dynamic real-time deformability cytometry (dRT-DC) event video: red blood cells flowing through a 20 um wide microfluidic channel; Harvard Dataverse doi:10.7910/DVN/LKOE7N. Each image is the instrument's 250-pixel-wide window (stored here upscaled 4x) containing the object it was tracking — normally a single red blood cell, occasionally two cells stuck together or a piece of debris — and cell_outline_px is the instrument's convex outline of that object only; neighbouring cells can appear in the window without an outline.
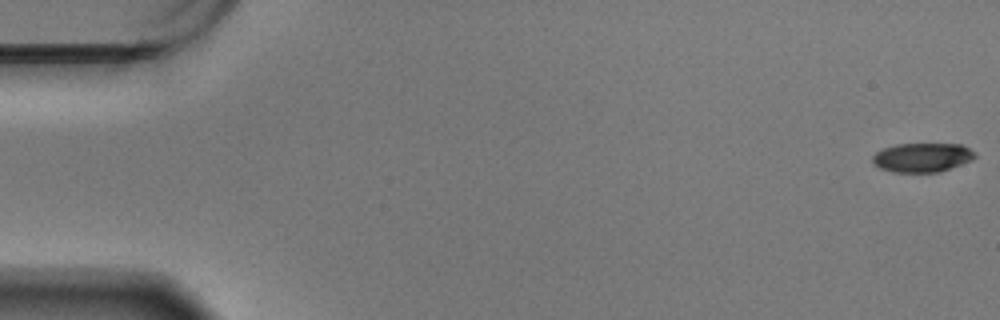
{"species": "Egyptian fruit bat (a non-hibernating species)", "species_latin": "Rousettus aegyptiacus", "temperature_condition": "warm", "stored_images_in_passage": 53, "camera_frame_rate_fps": 3000, "um_per_image_px": 0.085, "animal": {"sex": "male"}, "frame": {"image": 1, "passage_image": 1, "time_ms": 0.0, "image_size_px": [1000, 320], "cell_outline_px": [[976, 156], [972, 160], [940, 172], [892, 172], [880, 168], [872, 160], [872, 156], [876, 152], [884, 148], [896, 144], [960, 144], [976, 152]], "centroid_in_image_um": [78.4, 13.38], "position_along_channel_um": 6.6, "area_um2": 17.34}}
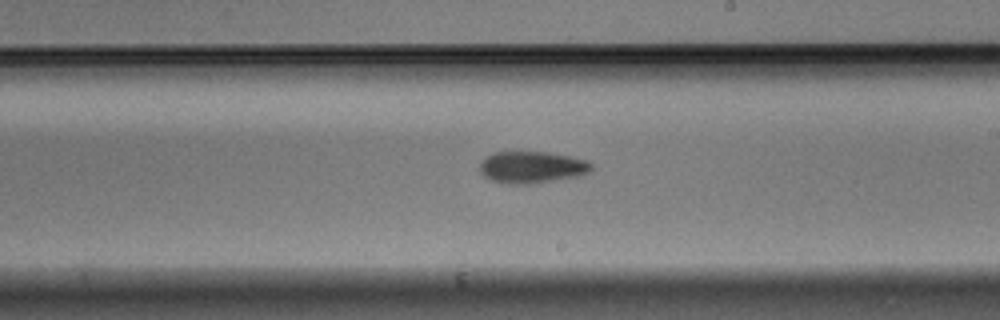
{"frame": {"image": 2, "passage_image": 35, "time_ms": 11.333, "image_size_px": [1000, 320], "cell_outline_px": [[592, 168], [588, 172], [580, 176], [532, 184], [508, 184], [492, 180], [484, 176], [480, 172], [480, 164], [488, 156], [496, 152], [548, 152], [588, 160], [592, 164]], "centroid_in_image_um": [45.24, 14.22], "position_along_channel_um": 243.8, "area_um2": 20.63}}
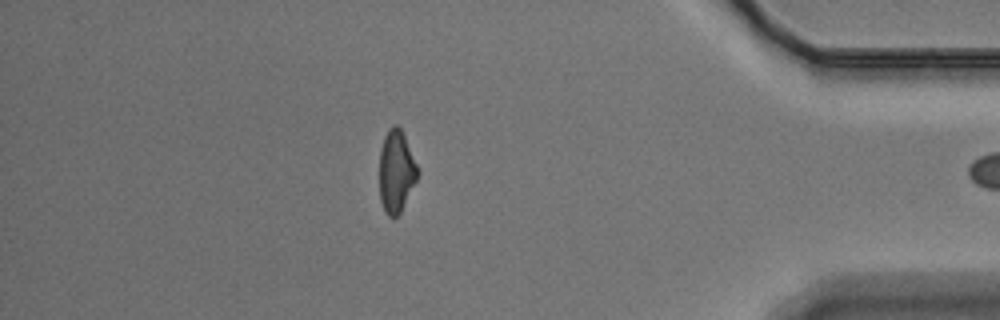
{"frame": {"image": 3, "passage_image": 52, "time_ms": 17.0, "image_size_px": [1000, 320], "cell_outline_px": [[420, 172], [400, 212], [396, 216], [388, 216], [384, 212], [380, 200], [380, 148], [384, 136], [388, 128], [392, 124], [396, 124], [400, 128], [404, 136]], "centroid_in_image_um": [33.66, 14.54], "position_along_channel_um": 401.5, "area_um2": 18.15}}